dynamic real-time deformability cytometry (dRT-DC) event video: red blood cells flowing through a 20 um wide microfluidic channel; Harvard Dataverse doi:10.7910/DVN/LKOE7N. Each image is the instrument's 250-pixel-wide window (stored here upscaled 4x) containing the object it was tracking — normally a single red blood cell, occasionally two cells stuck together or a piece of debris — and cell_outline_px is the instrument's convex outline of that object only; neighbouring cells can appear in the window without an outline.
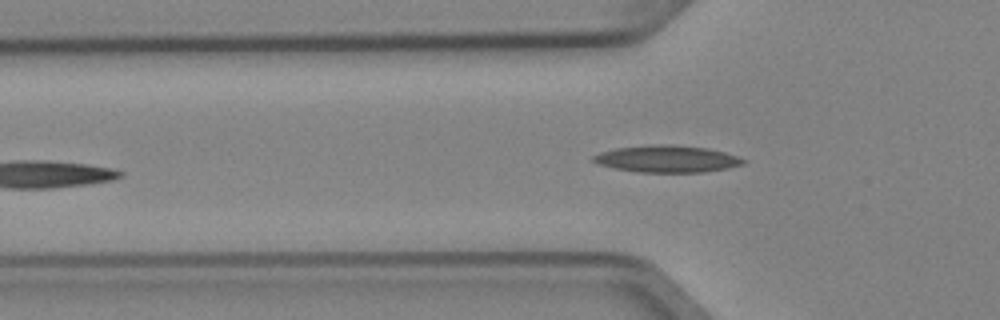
{"species": "Egyptian fruit bat (a non-hibernating species)", "species_latin": "Rousettus aegyptiacus", "temperature_condition": "cold", "stored_images_in_passage": 5, "camera_frame_rate_fps": 3000, "um_per_image_px": 0.085, "animal": {"sex": "female"}, "frame": {"image": 1, "passage_image": 5, "time_ms": 1.333, "image_size_px": [1000, 320], "cell_outline_px": [[748, 160], [744, 164], [728, 168], [704, 172], [640, 172], [616, 168], [600, 164], [592, 160], [592, 156], [600, 152], [616, 148], [652, 144], [672, 144], [708, 148], [724, 152]], "centroid_in_image_um": [56.73, 13.5], "position_along_channel_um": 69.1, "area_um2": 23.52}}